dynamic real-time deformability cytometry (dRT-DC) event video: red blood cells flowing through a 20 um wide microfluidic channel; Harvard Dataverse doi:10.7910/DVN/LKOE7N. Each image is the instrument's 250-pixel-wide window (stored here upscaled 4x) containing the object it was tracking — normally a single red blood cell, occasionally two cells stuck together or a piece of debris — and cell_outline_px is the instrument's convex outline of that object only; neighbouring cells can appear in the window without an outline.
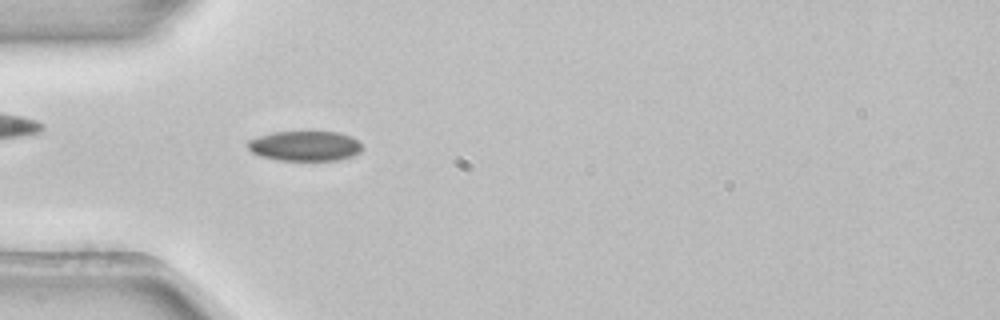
{"species": "common noctule bat (a hibernating species)", "species_latin": "Nyctalus noctula", "temperature_condition": "room temperature", "stored_images_in_passage": 3, "camera_frame_rate_fps": 3000, "um_per_image_px": 0.085, "animal": {"sex": "female", "body_mass_g": 22.7, "forearm_length_mm": 54.2}, "frame": {"image": 1, "passage_image": 3, "time_ms": 0.667, "image_size_px": [1000, 320], "cell_outline_px": [[364, 148], [360, 152], [352, 156], [340, 160], [276, 160], [260, 156], [252, 152], [248, 148], [248, 140], [272, 132], [336, 132], [352, 136]], "centroid_in_image_um": [25.93, 12.41], "position_along_channel_um": 59.1, "area_um2": 20.0}}